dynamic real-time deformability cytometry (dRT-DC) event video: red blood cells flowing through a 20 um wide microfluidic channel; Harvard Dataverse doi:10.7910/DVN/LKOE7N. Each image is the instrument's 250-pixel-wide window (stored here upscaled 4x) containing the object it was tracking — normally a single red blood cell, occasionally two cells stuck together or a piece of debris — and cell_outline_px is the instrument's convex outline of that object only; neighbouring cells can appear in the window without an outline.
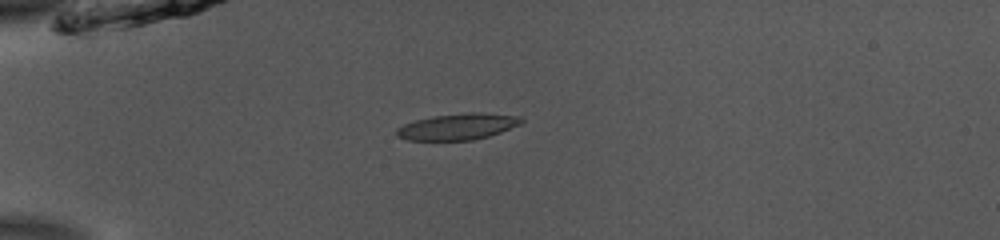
{"species": "common noctule bat (a hibernating species)", "species_latin": "Nyctalus noctula", "temperature_condition": "room temperature", "stored_images_in_passage": 39, "camera_frame_rate_fps": 3000, "um_per_image_px": 0.085, "animal": {"sex": "male", "body_mass_g": 13.0, "forearm_length_mm": 53.1}, "frame": {"image": 1, "passage_image": 1, "time_ms": 0.0, "image_size_px": [1000, 240], "cell_outline_px": [[524, 120], [520, 124], [500, 132], [488, 136], [472, 140], [408, 140], [396, 136], [396, 128], [404, 124], [416, 120], [432, 116], [468, 112], [480, 112], [524, 116]], "centroid_in_image_um": [38.93, 10.75], "position_along_channel_um": 46.1, "area_um2": 19.19}}
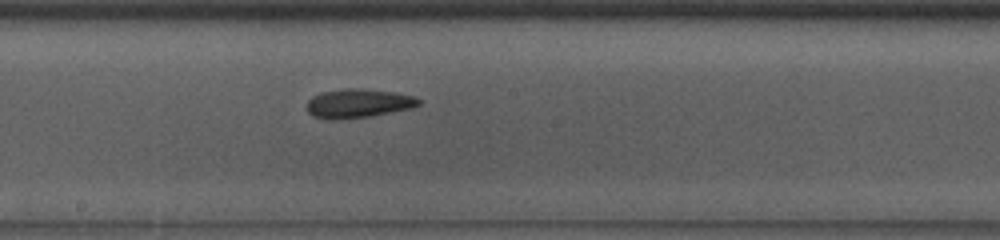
{"frame": {"image": 2, "passage_image": 16, "time_ms": 5.0, "image_size_px": [1000, 240], "cell_outline_px": [[420, 104], [412, 108], [368, 116], [332, 120], [312, 116], [308, 112], [308, 100], [312, 96], [320, 92], [348, 88], [360, 88], [396, 92], [412, 96], [420, 100]], "centroid_in_image_um": [30.42, 8.77], "position_along_channel_um": 217.8, "area_um2": 18.73}}
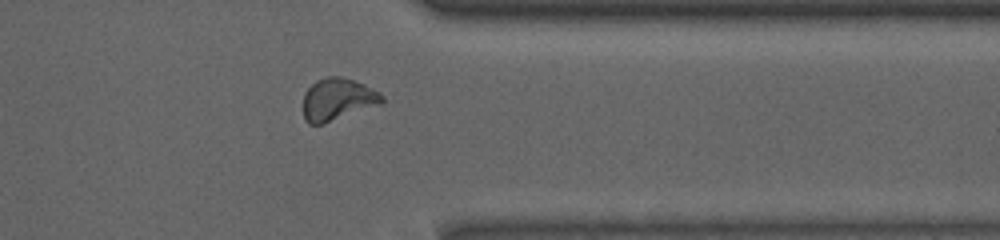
{"frame": {"image": 3, "passage_image": 29, "time_ms": 9.333, "image_size_px": [1000, 240], "cell_outline_px": [[384, 100], [380, 104], [324, 124], [308, 124], [304, 120], [304, 92], [316, 80], [328, 76], [340, 76], [364, 84], [372, 88], [384, 96]], "centroid_in_image_um": [28.68, 8.45], "position_along_channel_um": 382.7, "area_um2": 19.31}, "authors_computed_cell_mechanics": {"area_um2": 18.9006, "velocity_mm_per_s": 3.8835, "shape_relaxation_time_tau1_ms": 6.949, "shape_relaxation_time_tau2_ms": 4.8904, "deformation_change_tau1": 0.1734, "deformation_change_tau2": 0.0978}}